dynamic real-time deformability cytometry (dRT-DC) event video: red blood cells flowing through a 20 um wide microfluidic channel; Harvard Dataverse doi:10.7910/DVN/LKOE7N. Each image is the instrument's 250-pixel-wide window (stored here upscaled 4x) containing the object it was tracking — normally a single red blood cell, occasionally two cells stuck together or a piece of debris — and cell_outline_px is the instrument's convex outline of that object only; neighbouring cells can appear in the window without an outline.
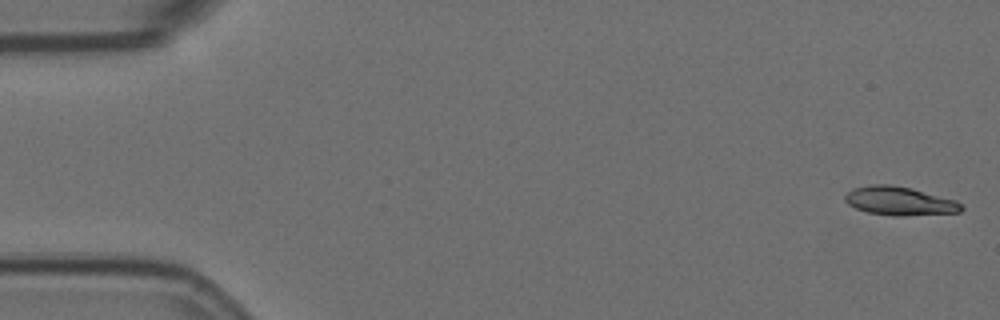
{"species": "Egyptian fruit bat (a non-hibernating species)", "species_latin": "Rousettus aegyptiacus", "temperature_condition": "room temperature", "stored_images_in_passage": 13, "camera_frame_rate_fps": 3000, "um_per_image_px": 0.085, "animal": {"sex": "female"}, "frame": {"image": 1, "passage_image": 1, "time_ms": 0.0, "image_size_px": [1000, 320], "cell_outline_px": [[964, 208], [960, 212], [904, 216], [892, 216], [868, 212], [856, 208], [848, 204], [844, 200], [844, 196], [852, 188], [872, 184], [892, 184], [912, 188], [956, 200]], "centroid_in_image_um": [76.45, 17.08], "position_along_channel_um": 8.6, "area_um2": 19.54}}
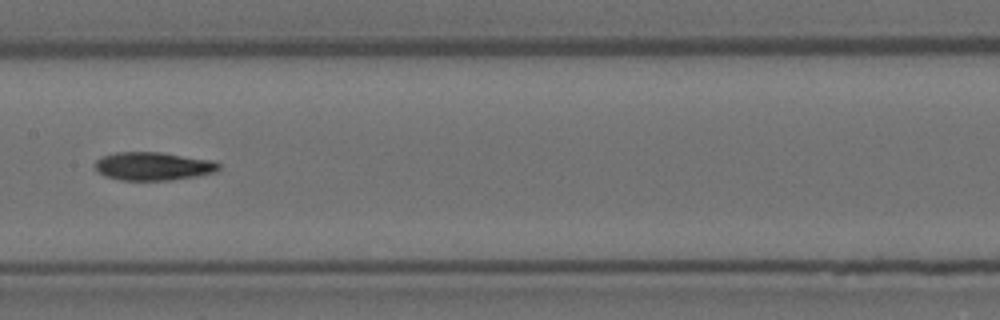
{"frame": {"image": 2, "passage_image": 8, "time_ms": 2.333, "image_size_px": [1000, 320], "cell_outline_px": [[220, 168], [216, 172], [196, 176], [172, 180], [120, 180], [104, 176], [96, 168], [96, 160], [100, 156], [116, 152], [160, 152], [212, 160], [220, 164]], "centroid_in_image_um": [13.02, 14.12], "position_along_channel_um": 194.4, "area_um2": 20.4}}
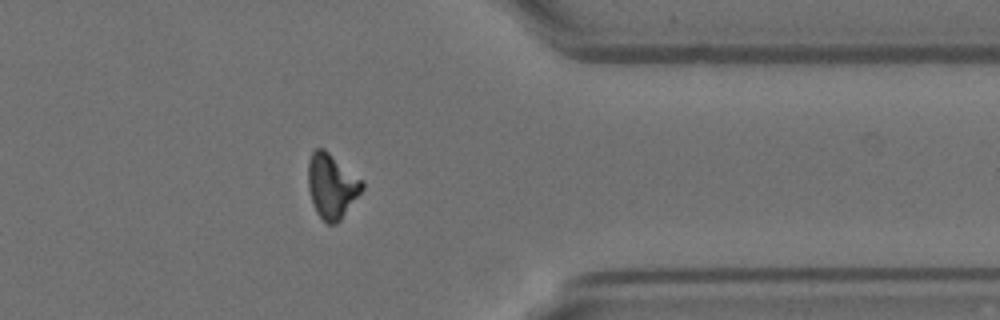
{"frame": {"image": 3, "passage_image": 13, "time_ms": 4.0, "image_size_px": [1000, 320], "cell_outline_px": [[364, 188], [340, 220], [336, 224], [328, 224], [316, 212], [308, 188], [308, 160], [312, 152], [316, 148], [324, 148], [364, 180]], "centroid_in_image_um": [28.21, 15.78], "position_along_channel_um": 383.2, "area_um2": 20.4}}